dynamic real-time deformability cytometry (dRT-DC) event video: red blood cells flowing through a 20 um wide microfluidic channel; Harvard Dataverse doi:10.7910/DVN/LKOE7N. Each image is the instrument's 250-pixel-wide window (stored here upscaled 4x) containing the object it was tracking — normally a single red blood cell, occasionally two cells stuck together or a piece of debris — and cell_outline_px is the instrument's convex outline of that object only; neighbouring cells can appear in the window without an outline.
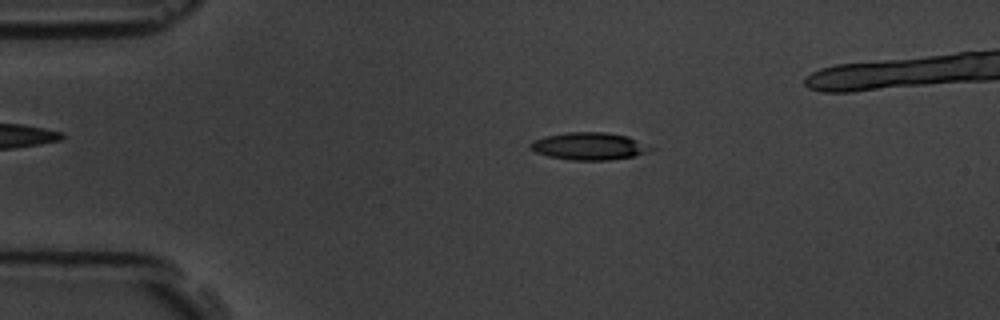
{"species": "common noctule bat (a hibernating species)", "species_latin": "Nyctalus noctula", "temperature_condition": "room temperature", "stored_images_in_passage": 5, "camera_frame_rate_fps": 3000, "um_per_image_px": 0.085, "animal": {"sex": "male", "body_mass_g": 19.5, "forearm_length_mm": 54.6}, "frame": {"image": 1, "passage_image": 3, "time_ms": 2.333, "image_size_px": [1000, 320], "cell_outline_px": [[656, 148], [636, 156], [608, 160], [572, 160], [548, 156], [536, 152], [528, 148], [528, 144], [532, 140], [544, 136], [568, 132], [608, 132], [628, 136]], "centroid_in_image_um": [50.06, 12.42], "position_along_channel_um": 34.9, "area_um2": 19.42}}